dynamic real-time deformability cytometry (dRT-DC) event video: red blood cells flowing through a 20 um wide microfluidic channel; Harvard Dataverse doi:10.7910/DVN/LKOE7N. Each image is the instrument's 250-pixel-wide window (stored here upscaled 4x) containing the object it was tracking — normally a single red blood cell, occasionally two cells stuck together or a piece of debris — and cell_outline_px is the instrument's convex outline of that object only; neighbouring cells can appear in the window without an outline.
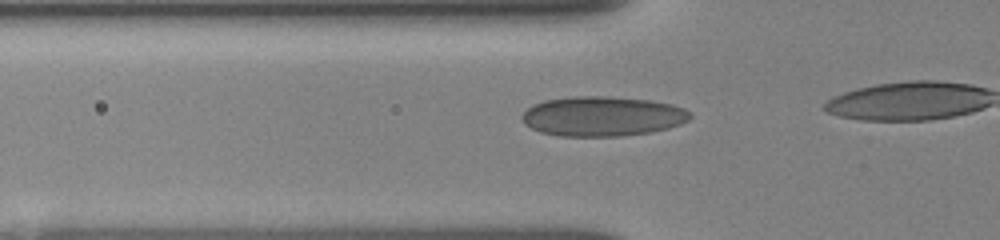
{"species": "human", "species_latin": "Homo sapiens", "temperature_condition": "room temperature", "stored_images_in_passage": 15, "camera_frame_rate_fps": 3000, "um_per_image_px": 0.085, "donor": {"sex": "female"}, "frame": {"image": 1, "passage_image": 10, "time_ms": 3.0, "image_size_px": [1000, 240], "cell_outline_px": [[692, 116], [688, 120], [680, 124], [668, 128], [648, 132], [620, 136], [560, 136], [540, 132], [524, 124], [520, 116], [532, 104], [544, 100], [576, 96], [608, 96], [652, 100], [672, 104], [684, 108], [692, 112]], "centroid_in_image_um": [51.2, 9.87], "position_along_channel_um": 74.6, "area_um2": 39.19}}
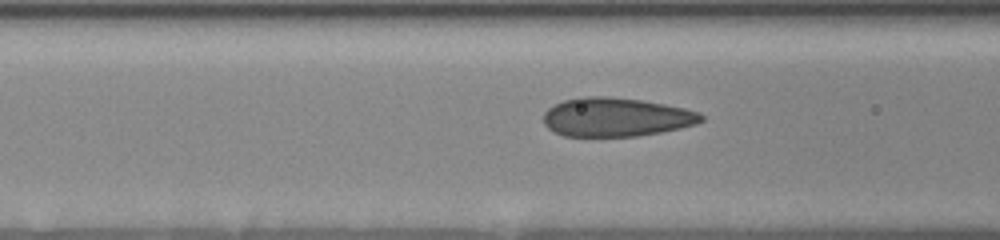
{"frame": {"image": 2, "passage_image": 13, "time_ms": 4.0, "image_size_px": [1000, 240], "cell_outline_px": [[704, 120], [696, 124], [680, 128], [660, 132], [636, 136], [564, 136], [548, 128], [544, 124], [544, 112], [548, 108], [564, 100], [580, 96], [608, 96], [644, 100], [684, 108], [700, 112], [704, 116]], "centroid_in_image_um": [52.38, 9.94], "position_along_channel_um": 114.2, "area_um2": 35.78}}